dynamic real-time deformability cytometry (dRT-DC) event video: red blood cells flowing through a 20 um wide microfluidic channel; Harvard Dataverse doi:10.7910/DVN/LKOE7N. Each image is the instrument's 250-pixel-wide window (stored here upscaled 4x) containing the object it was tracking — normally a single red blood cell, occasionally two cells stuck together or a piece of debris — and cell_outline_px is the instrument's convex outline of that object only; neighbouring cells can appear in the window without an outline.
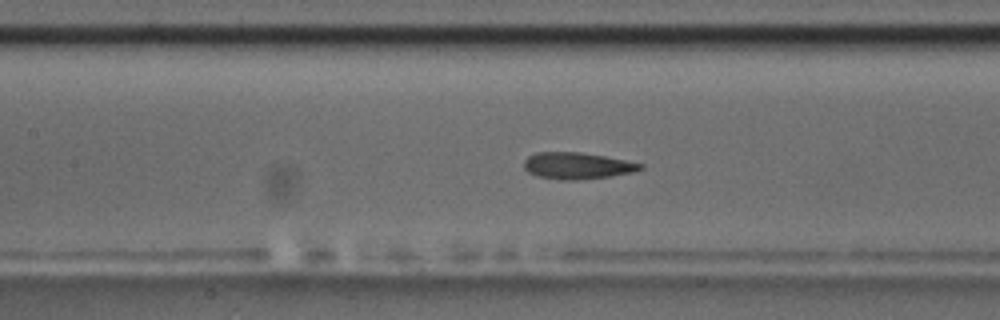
{"species": "common noctule bat (a hibernating species)", "species_latin": "Nyctalus noctula", "temperature_condition": "room temperature", "stored_images_in_passage": 43, "camera_frame_rate_fps": 3000, "um_per_image_px": 0.085, "animal": {"sex": "male", "body_mass_g": 17.5, "forearm_length_mm": 52.3}, "frame": {"image": 1, "passage_image": 25, "time_ms": 8.0, "image_size_px": [1000, 320], "cell_outline_px": [[644, 168], [632, 172], [612, 176], [576, 180], [560, 180], [536, 176], [528, 172], [524, 168], [524, 160], [528, 156], [536, 152], [580, 152], [604, 156], [644, 164]], "centroid_in_image_um": [49.04, 14.09], "position_along_channel_um": 158.4, "area_um2": 18.09}, "authors_computed_cell_mechanics": {"area_um2": 18.496, "velocity_mm_per_s": 3.6214, "shape_relaxation_time_tau1_ms": 4.3736, "shape_relaxation_time_tau2_ms": 4.6164, "deformation_change_tau1": 0.1641, "deformation_change_tau2": 0.0575}}